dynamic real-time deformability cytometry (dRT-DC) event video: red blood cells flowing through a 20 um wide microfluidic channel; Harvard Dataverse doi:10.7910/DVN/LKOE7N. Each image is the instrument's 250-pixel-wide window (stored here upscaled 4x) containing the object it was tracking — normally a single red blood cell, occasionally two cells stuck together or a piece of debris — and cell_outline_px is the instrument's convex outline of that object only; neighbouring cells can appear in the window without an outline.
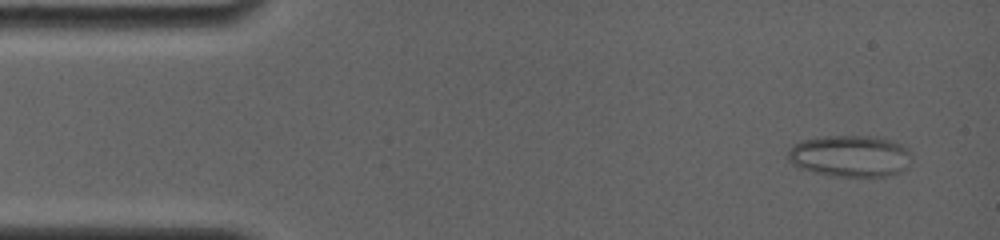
{"species": "common noctule bat (a hibernating species)", "species_latin": "Nyctalus noctula", "temperature_condition": "room temperature", "stored_images_in_passage": 5, "camera_frame_rate_fps": 4000, "um_per_image_px": 0.085, "animal": {"sex": "female", "body_mass_g": 19.0, "forearm_length_mm": 56.7}, "frame": {"image": 1, "passage_image": 1, "time_ms": 0.0, "image_size_px": [1000, 240], "cell_outline_px": [[912, 156], [904, 168], [900, 172], [884, 176], [832, 176], [800, 168], [792, 164], [788, 160], [788, 152], [800, 140], [824, 136], [868, 136], [888, 140], [900, 144], [908, 148], [912, 152]], "centroid_in_image_um": [72.25, 13.26], "position_along_channel_um": 12.7, "area_um2": 29.71}}
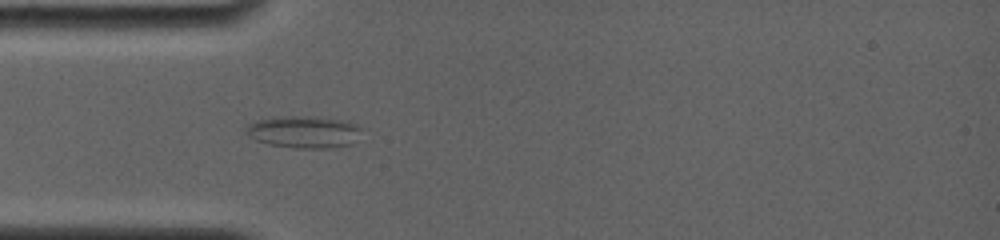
{"frame": {"image": 2, "passage_image": 5, "time_ms": 3.75, "image_size_px": [1000, 240], "cell_outline_px": [[364, 128], [348, 144], [332, 148], [300, 148], [268, 144], [256, 140], [248, 136], [244, 132], [248, 124], [260, 120], [284, 116], [296, 116], [348, 120]], "centroid_in_image_um": [25.82, 11.21], "position_along_channel_um": 59.2, "area_um2": 21.27}}